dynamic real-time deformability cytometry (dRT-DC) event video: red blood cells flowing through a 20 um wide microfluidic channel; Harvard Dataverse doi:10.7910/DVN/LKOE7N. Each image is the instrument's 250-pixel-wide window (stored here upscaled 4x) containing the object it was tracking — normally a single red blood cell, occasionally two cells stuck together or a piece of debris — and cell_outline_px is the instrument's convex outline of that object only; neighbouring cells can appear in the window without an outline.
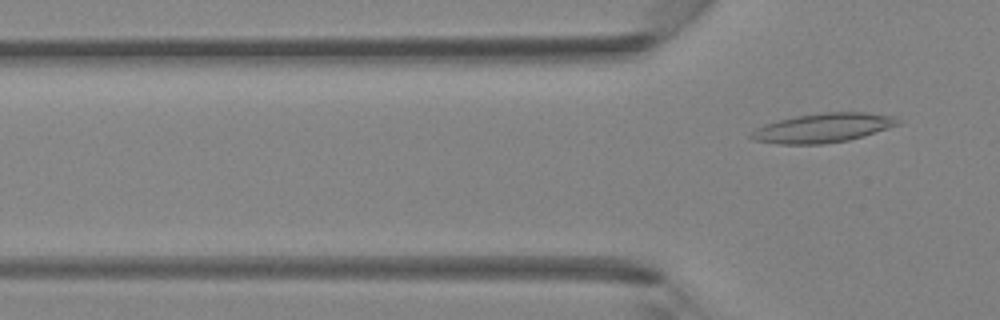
{"species": "Egyptian fruit bat (a non-hibernating species)", "species_latin": "Rousettus aegyptiacus", "temperature_condition": "room temperature", "stored_images_in_passage": 5, "camera_frame_rate_fps": 3000, "um_per_image_px": 0.085, "animal": {"sex": "female"}, "frame": {"image": 1, "passage_image": 5, "time_ms": 5.333, "image_size_px": [1000, 320], "cell_outline_px": [[900, 124], [848, 140], [824, 144], [780, 144], [752, 140], [748, 136], [756, 128], [764, 124], [796, 116], [824, 112], [864, 112], [892, 116], [900, 120]], "centroid_in_image_um": [69.91, 10.87], "position_along_channel_um": 55.9, "area_um2": 24.74}}